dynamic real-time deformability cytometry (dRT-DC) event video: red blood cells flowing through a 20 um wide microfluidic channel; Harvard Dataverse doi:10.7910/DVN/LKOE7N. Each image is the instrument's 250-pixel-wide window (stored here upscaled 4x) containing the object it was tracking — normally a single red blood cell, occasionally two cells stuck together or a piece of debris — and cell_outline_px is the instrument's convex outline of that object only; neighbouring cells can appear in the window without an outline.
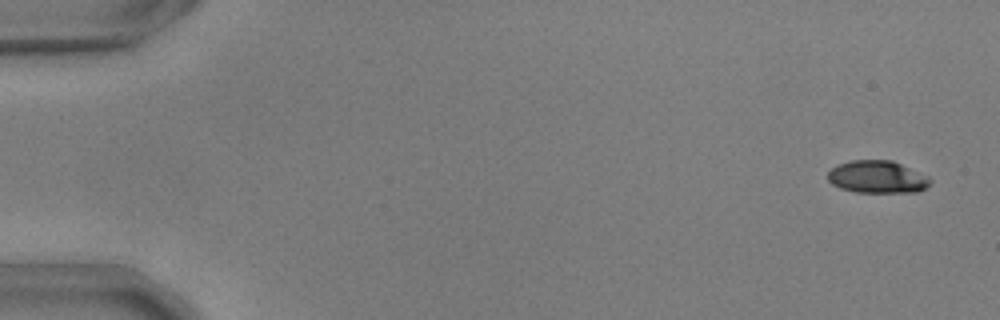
{"species": "common noctule bat (a hibernating species)", "species_latin": "Nyctalus noctula", "temperature_condition": "warm", "stored_images_in_passage": 54, "camera_frame_rate_fps": 3000, "um_per_image_px": 0.085, "animal": {"sex": "male", "body_mass_g": 17.9, "forearm_length_mm": 54.2}, "frame": {"image": 1, "passage_image": 1, "time_ms": 0.0, "image_size_px": [1000, 320], "cell_outline_px": [[932, 180], [924, 188], [916, 192], [856, 192], [840, 188], [832, 184], [828, 180], [828, 172], [836, 164], [852, 160], [892, 160], [928, 176]], "centroid_in_image_um": [74.54, 15.03], "position_along_channel_um": 10.5, "area_um2": 19.31}}
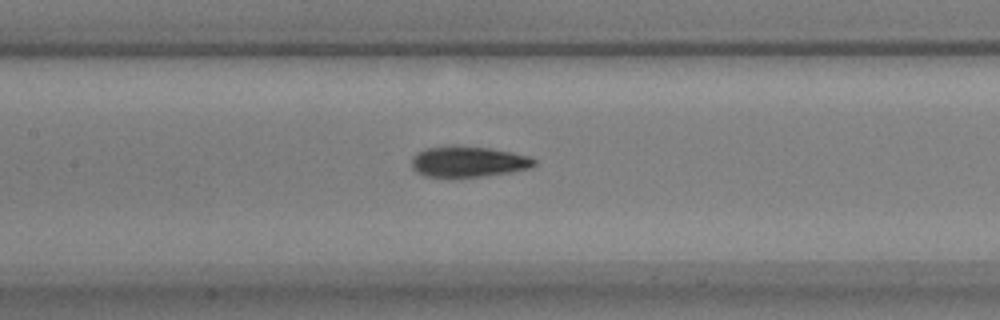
{"frame": {"image": 2, "passage_image": 25, "time_ms": 8.0, "image_size_px": [1000, 320], "cell_outline_px": [[536, 164], [532, 168], [512, 172], [480, 176], [424, 176], [416, 172], [412, 168], [412, 156], [416, 152], [424, 148], [452, 144], [488, 148], [512, 152], [528, 156], [536, 160]], "centroid_in_image_um": [39.78, 13.71], "position_along_channel_um": 167.6, "area_um2": 22.2}}
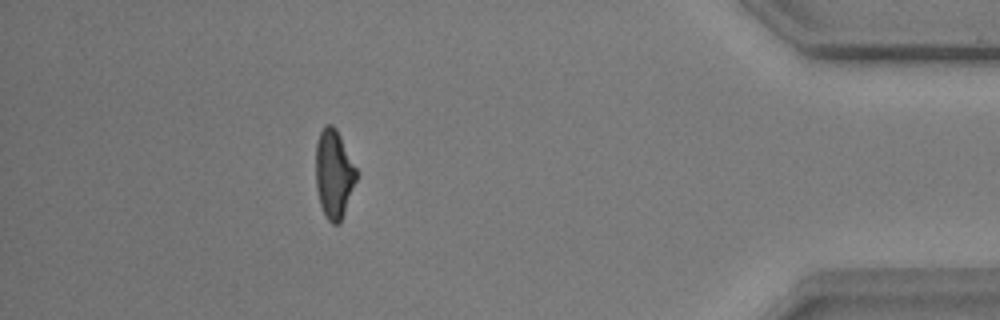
{"frame": {"image": 3, "passage_image": 48, "time_ms": 15.667, "image_size_px": [1000, 320], "cell_outline_px": [[356, 180], [340, 224], [332, 224], [324, 216], [320, 204], [316, 188], [316, 144], [320, 132], [324, 124], [332, 124], [336, 128], [356, 168]], "centroid_in_image_um": [28.36, 14.79], "position_along_channel_um": 406.8, "area_um2": 20.87}, "authors_computed_cell_mechanics": {"area_um2": 21.2126, "velocity_mm_per_s": 3.714, "shape_relaxation_time_tau1_ms": 3.2324, "shape_relaxation_time_tau2_ms": 2.7461, "deformation_change_tau1": 0.1699, "deformation_change_tau2": 0.1159}}